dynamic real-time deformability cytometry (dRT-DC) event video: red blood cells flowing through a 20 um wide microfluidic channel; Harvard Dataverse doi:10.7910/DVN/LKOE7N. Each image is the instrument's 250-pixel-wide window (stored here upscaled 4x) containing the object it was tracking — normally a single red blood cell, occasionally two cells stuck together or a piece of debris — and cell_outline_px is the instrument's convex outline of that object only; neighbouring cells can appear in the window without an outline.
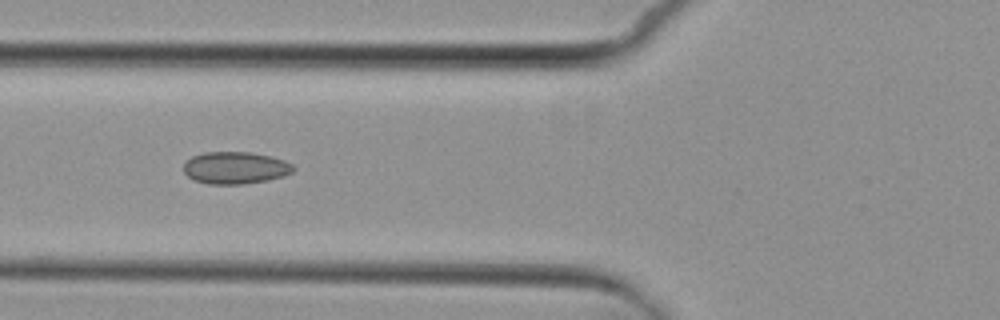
{"species": "common noctule bat (a hibernating species)", "species_latin": "Nyctalus noctula", "temperature_condition": "cold", "stored_images_in_passage": 9, "camera_frame_rate_fps": 3000, "um_per_image_px": 0.085, "animal": {"sex": "female", "body_mass_g": 29.2, "forearm_length_mm": 56.3}, "frame": {"image": 1, "passage_image": 7, "time_ms": 7.0, "image_size_px": [1000, 320], "cell_outline_px": [[296, 168], [292, 172], [284, 176], [268, 180], [244, 184], [208, 184], [192, 180], [184, 172], [184, 164], [192, 156], [204, 152], [248, 152], [272, 156], [284, 160], [292, 164]], "centroid_in_image_um": [20.01, 14.27], "position_along_channel_um": 105.8, "area_um2": 20.69}}
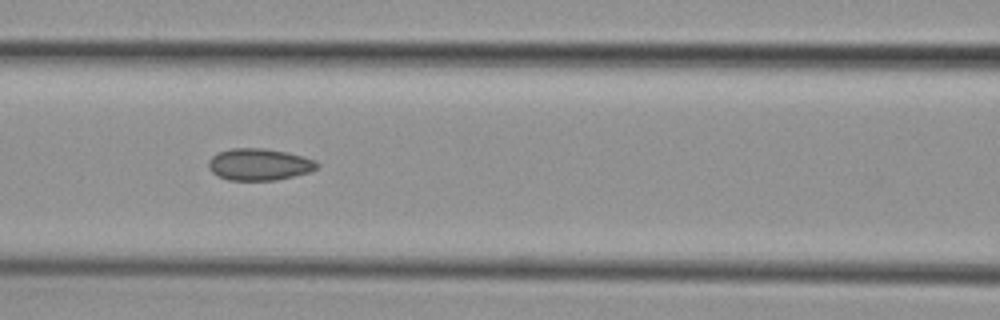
{"frame": {"image": 2, "passage_image": 8, "time_ms": 8.0, "image_size_px": [1000, 320], "cell_outline_px": [[320, 164], [316, 168], [308, 172], [276, 180], [228, 180], [216, 176], [208, 168], [208, 160], [216, 152], [232, 148], [264, 148], [288, 152], [304, 156], [316, 160]], "centroid_in_image_um": [22.0, 13.96], "position_along_channel_um": 144.6, "area_um2": 20.35}}
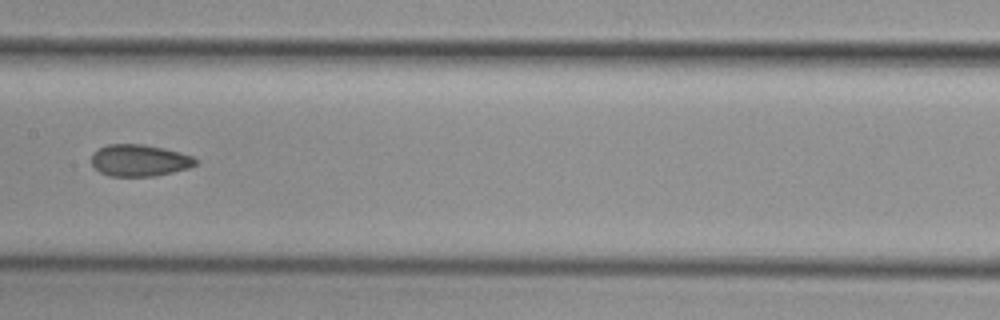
{"frame": {"image": 3, "passage_image": 9, "time_ms": 9.333, "image_size_px": [1000, 320], "cell_outline_px": [[200, 160], [196, 164], [188, 168], [156, 176], [108, 176], [100, 172], [92, 164], [92, 152], [108, 144], [144, 144], [164, 148], [180, 152], [192, 156]], "centroid_in_image_um": [11.87, 13.63], "position_along_channel_um": 195.5, "area_um2": 19.36}}